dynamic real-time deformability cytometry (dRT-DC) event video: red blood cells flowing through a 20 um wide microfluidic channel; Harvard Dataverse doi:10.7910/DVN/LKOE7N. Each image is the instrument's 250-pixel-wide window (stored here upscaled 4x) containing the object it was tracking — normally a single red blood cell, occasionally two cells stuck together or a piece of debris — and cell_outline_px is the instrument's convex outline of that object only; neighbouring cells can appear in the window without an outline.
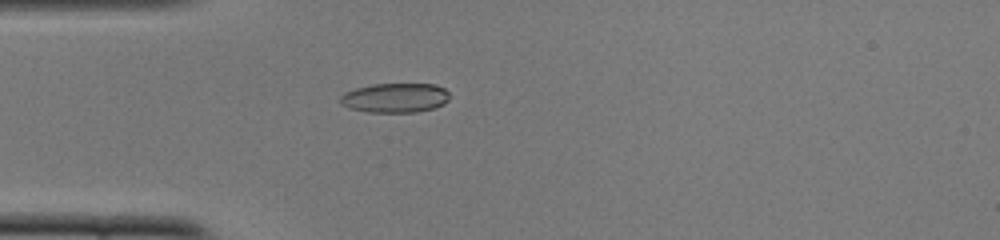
{"species": "common noctule bat (a hibernating species)", "species_latin": "Nyctalus noctula", "temperature_condition": "cold", "stored_images_in_passage": 51, "camera_frame_rate_fps": 3000, "um_per_image_px": 0.085, "animal": {"sex": "female", "body_mass_g": 22.0, "forearm_length_mm": 56.7}, "frame": {"image": 1, "passage_image": 14, "time_ms": 4.333, "image_size_px": [1000, 240], "cell_outline_px": [[448, 100], [444, 104], [432, 108], [416, 112], [368, 112], [352, 108], [340, 104], [340, 96], [344, 92], [356, 88], [372, 84], [436, 84], [444, 88], [448, 92]], "centroid_in_image_um": [33.58, 8.31], "position_along_channel_um": 51.4, "area_um2": 18.73}}
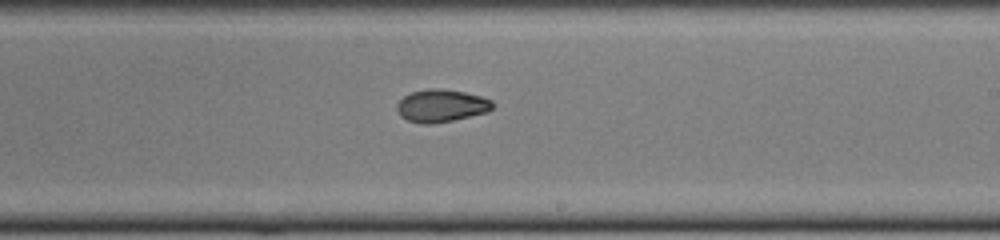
{"frame": {"image": 2, "passage_image": 30, "time_ms": 9.667, "image_size_px": [1000, 240], "cell_outline_px": [[496, 104], [488, 112], [452, 120], [432, 124], [424, 124], [408, 120], [400, 116], [396, 108], [396, 104], [404, 96], [412, 92], [428, 88], [440, 88], [464, 92], [480, 96], [492, 100]], "centroid_in_image_um": [37.52, 8.98], "position_along_channel_um": 251.5, "area_um2": 18.21}}
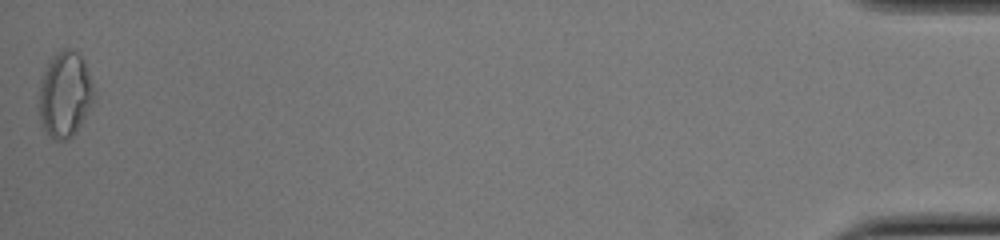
{"frame": {"image": 3, "passage_image": 51, "time_ms": 16.667, "image_size_px": [1000, 240], "cell_outline_px": [[92, 104], [88, 112], [76, 132], [68, 140], [56, 140], [48, 136], [40, 120], [40, 80], [48, 60], [56, 52], [64, 48], [72, 48], [80, 56], [84, 64], [92, 84]], "centroid_in_image_um": [5.49, 8.03], "position_along_channel_um": 429.7, "area_um2": 27.11}, "authors_computed_cell_mechanics": {"area_um2": 18.3226, "velocity_mm_per_s": 3.8917, "shape_relaxation_time_tau1_ms": null, "shape_relaxation_time_tau2_ms": 3.4027, "deformation_change_tau1": null, "deformation_change_tau2": 0.0599}}